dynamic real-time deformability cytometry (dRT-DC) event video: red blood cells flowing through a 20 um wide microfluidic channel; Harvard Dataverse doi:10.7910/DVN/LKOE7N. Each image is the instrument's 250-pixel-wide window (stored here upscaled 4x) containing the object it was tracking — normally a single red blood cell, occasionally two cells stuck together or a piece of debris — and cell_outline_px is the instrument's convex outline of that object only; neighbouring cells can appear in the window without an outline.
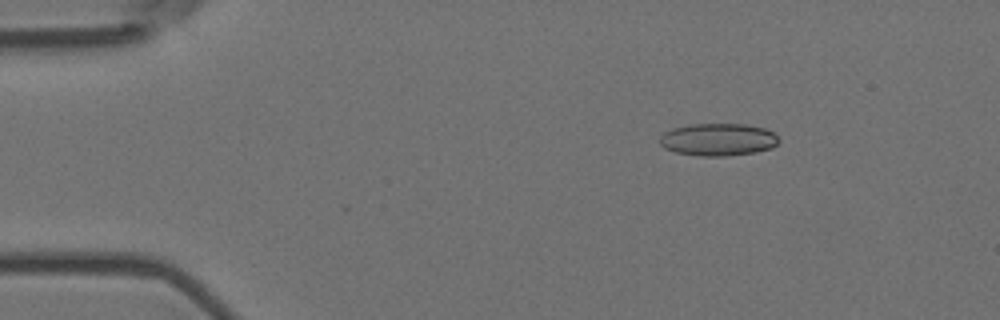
{"species": "Egyptian fruit bat (a non-hibernating species)", "species_latin": "Rousettus aegyptiacus", "temperature_condition": "room temperature", "stored_images_in_passage": 48, "camera_frame_rate_fps": 3000, "um_per_image_px": 0.085, "animal": {"sex": "female"}, "frame": {"image": 1, "passage_image": 1, "time_ms": 0.0, "image_size_px": [1000, 320], "cell_outline_px": [[780, 140], [772, 148], [756, 152], [724, 156], [700, 156], [676, 152], [664, 148], [660, 144], [660, 136], [664, 132], [672, 128], [688, 124], [744, 124], [764, 128], [772, 132]], "centroid_in_image_um": [61.02, 11.86], "position_along_channel_um": 24.0, "area_um2": 22.54}}
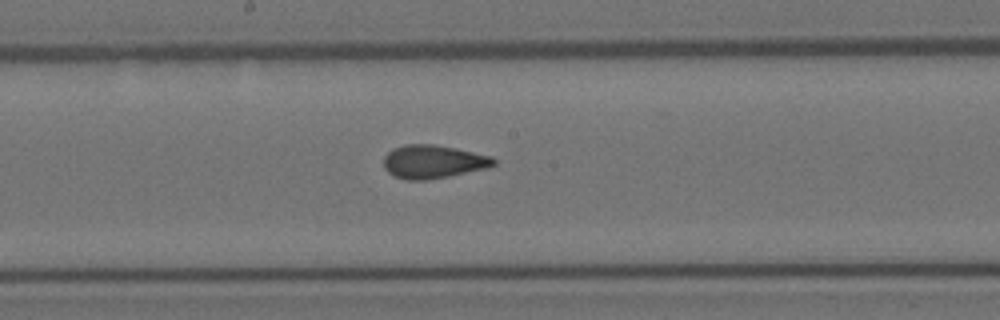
{"frame": {"image": 2, "passage_image": 22, "time_ms": 7.0, "image_size_px": [1000, 320], "cell_outline_px": [[496, 164], [488, 168], [448, 176], [424, 180], [408, 180], [396, 176], [388, 172], [384, 168], [384, 156], [392, 148], [404, 144], [432, 144], [456, 148], [492, 156], [496, 160]], "centroid_in_image_um": [36.82, 13.73], "position_along_channel_um": 211.4, "area_um2": 21.39}}
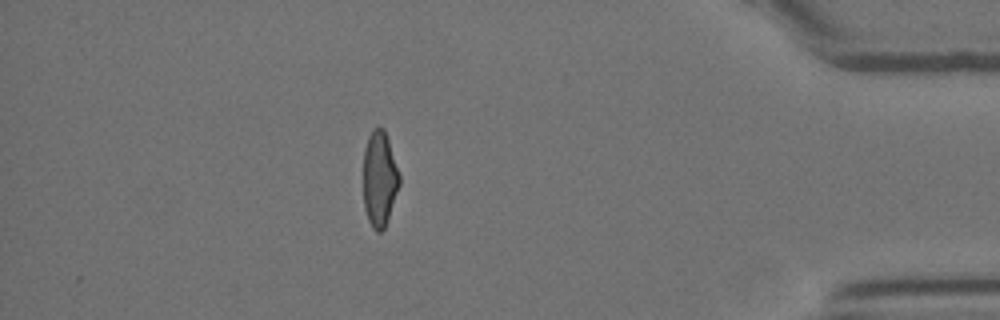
{"frame": {"image": 3, "passage_image": 41, "time_ms": 13.333, "image_size_px": [1000, 320], "cell_outline_px": [[400, 184], [388, 220], [384, 228], [380, 232], [376, 232], [372, 228], [368, 220], [364, 208], [364, 148], [368, 136], [372, 128], [384, 128], [400, 176]], "centroid_in_image_um": [32.26, 15.22], "position_along_channel_um": 402.9, "area_um2": 20.06}, "authors_computed_cell_mechanics": {"area_um2": 21.1837, "velocity_mm_per_s": 3.7104, "shape_relaxation_time_tau1_ms": null, "shape_relaxation_time_tau2_ms": 1.359, "deformation_change_tau1": null, "deformation_change_tau2": 0.0928}}